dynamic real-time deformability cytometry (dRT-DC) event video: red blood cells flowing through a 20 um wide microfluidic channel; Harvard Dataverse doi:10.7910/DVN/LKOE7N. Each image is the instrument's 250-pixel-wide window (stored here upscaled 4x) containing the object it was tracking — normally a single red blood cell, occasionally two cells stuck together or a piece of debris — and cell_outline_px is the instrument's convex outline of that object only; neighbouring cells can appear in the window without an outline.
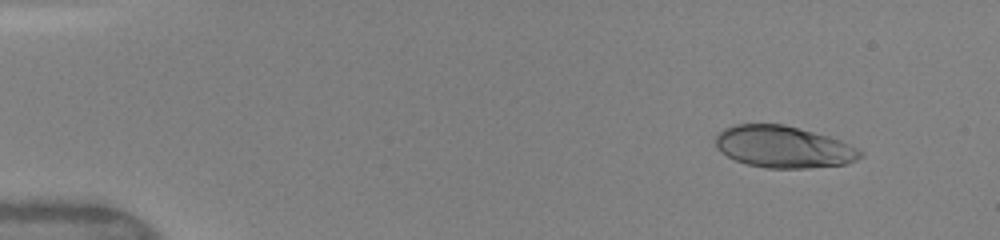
{"species": "human", "species_latin": "Homo sapiens", "temperature_condition": "warm", "stored_images_in_passage": 49, "camera_frame_rate_fps": 3000, "um_per_image_px": 0.085, "donor": {"sex": "female"}, "frame": {"image": 1, "passage_image": 5, "time_ms": 1.333, "image_size_px": [1000, 240], "cell_outline_px": [[864, 156], [848, 164], [808, 168], [764, 168], [748, 164], [736, 160], [720, 152], [716, 148], [716, 136], [724, 128], [736, 124], [784, 124], [828, 136], [840, 140], [864, 152]], "centroid_in_image_um": [66.61, 12.49], "position_along_channel_um": 18.4, "area_um2": 35.32}}
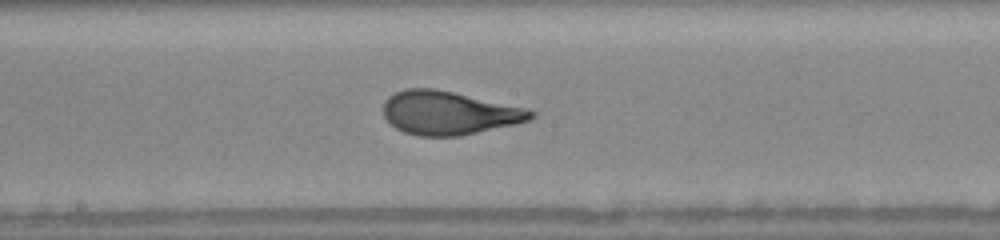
{"frame": {"image": 2, "passage_image": 27, "time_ms": 8.667, "image_size_px": [1000, 240], "cell_outline_px": [[536, 116], [528, 120], [516, 124], [460, 136], [416, 136], [404, 132], [388, 124], [384, 116], [384, 100], [388, 96], [396, 92], [408, 88], [436, 88], [528, 108], [536, 112]], "centroid_in_image_um": [38.15, 9.6], "position_along_channel_um": 210.1, "area_um2": 37.74}}
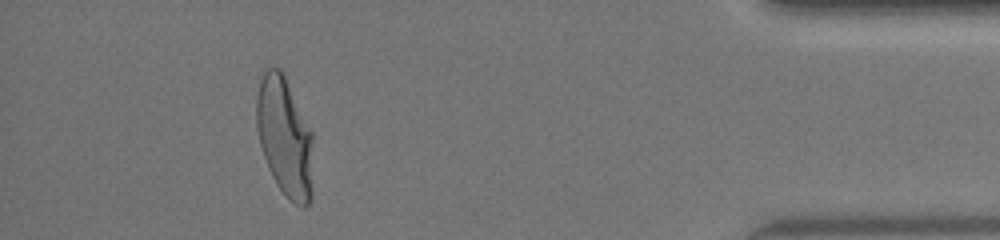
{"frame": {"image": 3, "passage_image": 45, "time_ms": 14.667, "image_size_px": [1000, 240], "cell_outline_px": [[312, 196], [308, 204], [304, 208], [296, 204], [276, 184], [268, 168], [260, 144], [256, 128], [256, 96], [260, 80], [264, 68], [280, 68], [312, 132]], "centroid_in_image_um": [24.18, 11.63], "position_along_channel_um": 411.0, "area_um2": 39.13}, "authors_computed_cell_mechanics": {"area_um2": 37.1654, "velocity_mm_per_s": 4.1358, "shape_relaxation_time_tau1_ms": 3.5452, "shape_relaxation_time_tau2_ms": null, "deformation_change_tau1": 0.1839, "deformation_change_tau2": null}}